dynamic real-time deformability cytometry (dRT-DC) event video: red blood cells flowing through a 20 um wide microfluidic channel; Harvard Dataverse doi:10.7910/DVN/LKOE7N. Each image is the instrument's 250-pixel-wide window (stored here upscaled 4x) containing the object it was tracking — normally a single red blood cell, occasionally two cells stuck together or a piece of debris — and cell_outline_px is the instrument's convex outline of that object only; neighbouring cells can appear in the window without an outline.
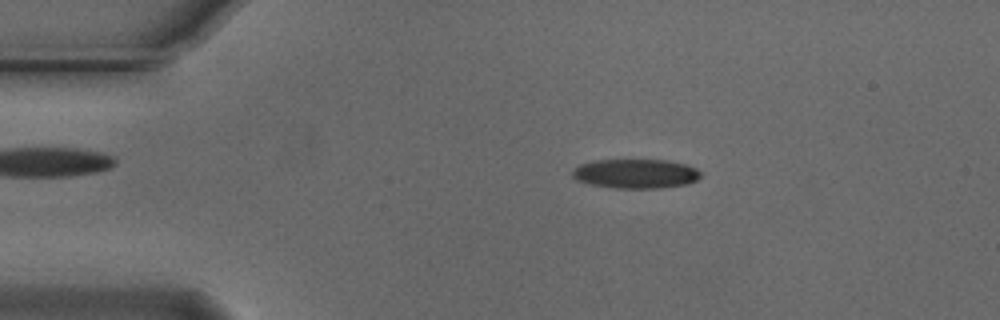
{"species": "Egyptian fruit bat (a non-hibernating species)", "species_latin": "Rousettus aegyptiacus", "temperature_condition": "cold", "stored_images_in_passage": 53, "camera_frame_rate_fps": 3000, "um_per_image_px": 0.085, "animal": {"sex": "male"}, "frame": {"image": 1, "passage_image": 9, "time_ms": 2.667, "image_size_px": [1000, 320], "cell_outline_px": [[700, 176], [696, 180], [688, 184], [660, 188], [612, 188], [588, 184], [576, 180], [572, 176], [572, 172], [580, 164], [596, 160], [668, 160], [684, 164], [696, 168], [700, 172]], "centroid_in_image_um": [54.02, 14.77], "position_along_channel_um": 31.0, "area_um2": 21.96}}
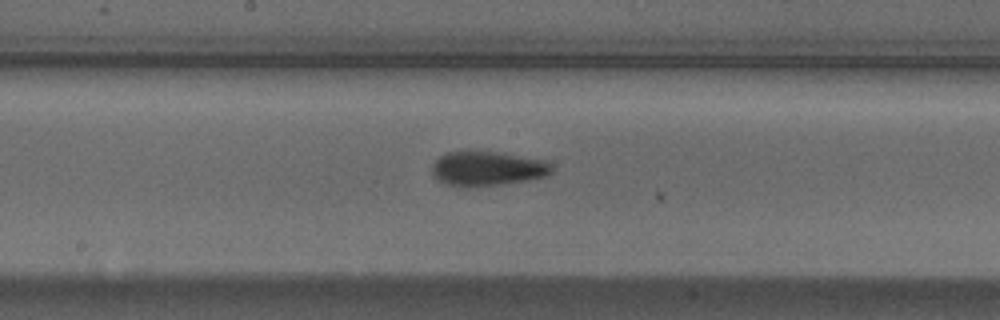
{"frame": {"image": 2, "passage_image": 27, "time_ms": 8.667, "image_size_px": [1000, 320], "cell_outline_px": [[552, 172], [544, 176], [524, 180], [500, 184], [472, 188], [464, 188], [444, 184], [432, 176], [432, 164], [440, 156], [448, 152], [492, 152], [544, 160], [552, 168]], "centroid_in_image_um": [41.33, 14.36], "position_along_channel_um": 206.9, "area_um2": 23.76}}
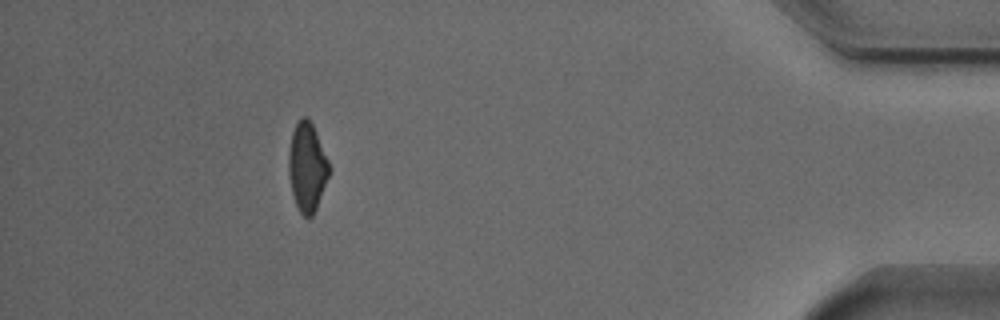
{"frame": {"image": 3, "passage_image": 48, "time_ms": 15.667, "image_size_px": [1000, 320], "cell_outline_px": [[328, 176], [316, 208], [312, 216], [304, 216], [300, 212], [296, 204], [292, 192], [288, 172], [288, 152], [292, 132], [296, 124], [304, 116], [308, 116], [316, 132], [328, 160]], "centroid_in_image_um": [26.08, 14.17], "position_along_channel_um": 409.1, "area_um2": 20.52}, "authors_computed_cell_mechanics": {"area_um2": 22.4264, "velocity_mm_per_s": 3.7317, "shape_relaxation_time_tau1_ms": 3.109, "shape_relaxation_time_tau2_ms": 4.5225, "deformation_change_tau1": 0.1167, "deformation_change_tau2": 0.1121}}